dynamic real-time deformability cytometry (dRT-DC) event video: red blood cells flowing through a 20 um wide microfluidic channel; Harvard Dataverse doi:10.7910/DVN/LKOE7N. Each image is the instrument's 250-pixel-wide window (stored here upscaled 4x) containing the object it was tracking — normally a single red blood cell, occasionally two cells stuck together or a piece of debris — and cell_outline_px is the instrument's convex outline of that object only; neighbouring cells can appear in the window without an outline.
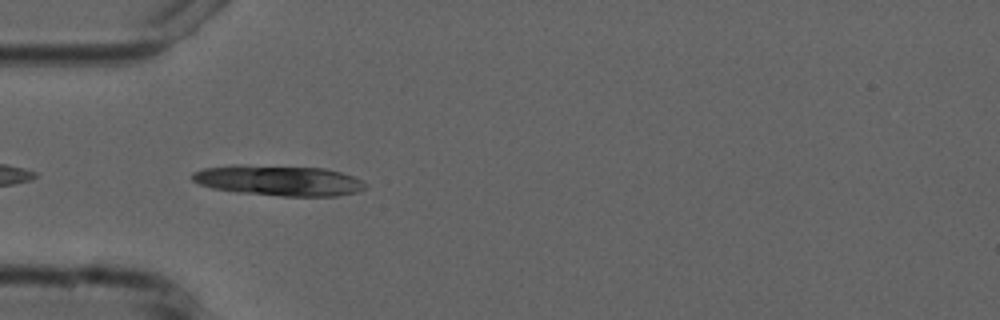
{"species": "common noctule bat (a hibernating species)", "species_latin": "Nyctalus noctula", "temperature_condition": "cold", "stored_images_in_passage": 41, "camera_frame_rate_fps": 3000, "um_per_image_px": 0.085, "animal": {"sex": "male", "forearm_length_mm": 52.5}, "frame": {"image": 1, "passage_image": 3, "time_ms": 0.667, "image_size_px": [1000, 320], "cell_outline_px": [[364, 188], [356, 192], [336, 196], [280, 196], [236, 192], [212, 188], [200, 184], [192, 180], [192, 172], [204, 168], [236, 164], [324, 168], [340, 172], [352, 176], [360, 180], [364, 184]], "centroid_in_image_um": [23.63, 15.34], "position_along_channel_um": 61.4, "area_um2": 30.63}}
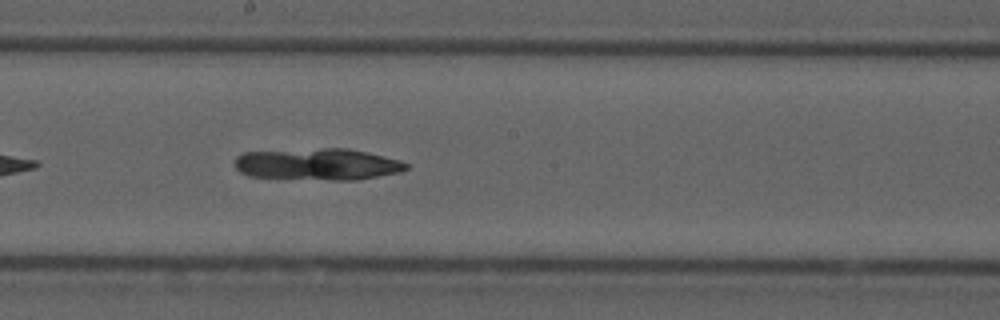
{"frame": {"image": 2, "passage_image": 16, "time_ms": 5.0, "image_size_px": [1000, 320], "cell_outline_px": [[408, 168], [400, 172], [360, 180], [332, 180], [248, 176], [240, 172], [236, 168], [236, 156], [244, 152], [320, 148], [348, 148], [368, 152], [400, 160], [408, 164]], "centroid_in_image_um": [27.03, 13.96], "position_along_channel_um": 221.2, "area_um2": 31.79}}
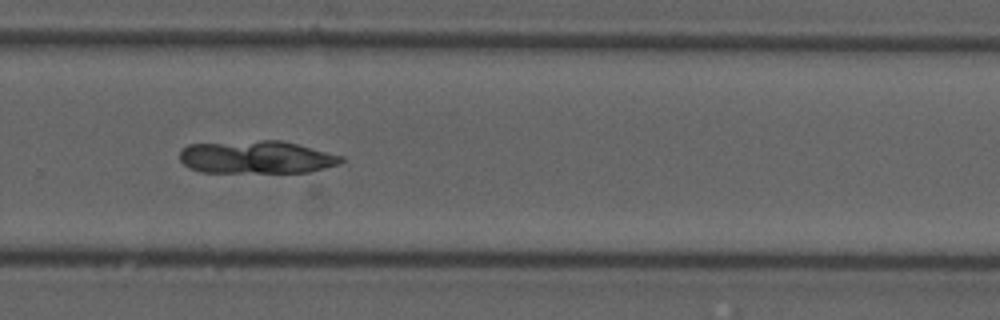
{"frame": {"image": 3, "passage_image": 23, "time_ms": 7.333, "image_size_px": [1000, 320], "cell_outline_px": [[344, 160], [340, 164], [308, 172], [200, 172], [188, 168], [180, 160], [180, 148], [188, 144], [260, 140], [280, 140], [344, 156]], "centroid_in_image_um": [21.77, 13.36], "position_along_channel_um": 308.0, "area_um2": 30.98}}